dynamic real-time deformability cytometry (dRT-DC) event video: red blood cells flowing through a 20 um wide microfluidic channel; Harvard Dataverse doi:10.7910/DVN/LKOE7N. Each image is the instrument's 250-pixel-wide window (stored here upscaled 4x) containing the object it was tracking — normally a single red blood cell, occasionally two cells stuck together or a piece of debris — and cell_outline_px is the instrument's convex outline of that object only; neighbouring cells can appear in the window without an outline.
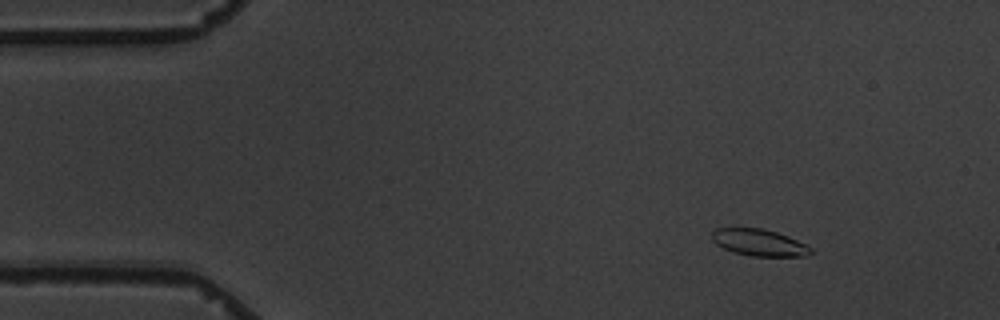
{"species": "common noctule bat (a hibernating species)", "species_latin": "Nyctalus noctula", "temperature_condition": "warm", "stored_images_in_passage": 5, "camera_frame_rate_fps": 3000, "um_per_image_px": 0.085, "animal": {"sex": "male", "body_mass_g": 19.5, "forearm_length_mm": 54.6}, "frame": {"image": 1, "passage_image": 2, "time_ms": 1.333, "image_size_px": [1000, 320], "cell_outline_px": [[812, 252], [808, 256], [752, 256], [732, 252], [716, 244], [712, 240], [712, 232], [716, 228], [760, 228], [776, 232], [788, 236], [812, 248]], "centroid_in_image_um": [64.51, 20.62], "position_along_channel_um": 20.5, "area_um2": 15.32}}